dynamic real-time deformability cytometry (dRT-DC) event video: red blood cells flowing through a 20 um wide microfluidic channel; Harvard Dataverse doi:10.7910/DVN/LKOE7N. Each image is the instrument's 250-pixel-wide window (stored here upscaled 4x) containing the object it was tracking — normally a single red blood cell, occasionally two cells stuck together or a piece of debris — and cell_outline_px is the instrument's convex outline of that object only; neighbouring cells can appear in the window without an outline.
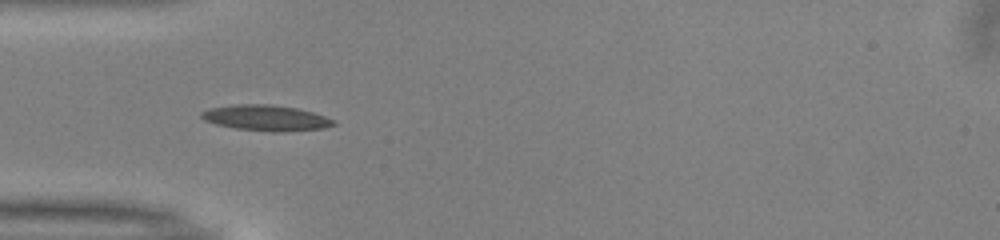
{"species": "common noctule bat (a hibernating species)", "species_latin": "Nyctalus noctula", "temperature_condition": "warm", "stored_images_in_passage": 50, "camera_frame_rate_fps": 3000, "um_per_image_px": 0.085, "animal": {"sex": "male", "body_mass_g": 13.0, "forearm_length_mm": 53.1}, "frame": {"image": 1, "passage_image": 15, "time_ms": 4.667, "image_size_px": [1000, 240], "cell_outline_px": [[336, 124], [324, 128], [284, 132], [272, 132], [236, 128], [216, 124], [204, 120], [200, 116], [200, 112], [208, 108], [232, 104], [268, 104], [296, 108], [312, 112], [336, 120]], "centroid_in_image_um": [22.59, 10.02], "position_along_channel_um": 62.4, "area_um2": 19.88}}
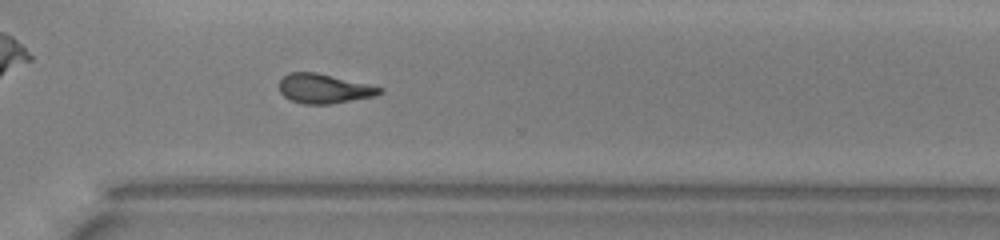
{"frame": {"image": 2, "passage_image": 36, "time_ms": 11.667, "image_size_px": [1000, 240], "cell_outline_px": [[384, 92], [376, 96], [328, 104], [304, 104], [292, 100], [284, 96], [280, 92], [280, 80], [288, 72], [316, 72], [368, 84], [384, 88]], "centroid_in_image_um": [27.56, 7.53], "position_along_channel_um": 343.0, "area_um2": 17.17}, "authors_computed_cell_mechanics": {"area_um2": 17.4845, "velocity_mm_per_s": 4.0276, "shape_relaxation_time_tau1_ms": 8.3745, "shape_relaxation_time_tau2_ms": 4.463, "deformation_change_tau1": 0.2237, "deformation_change_tau2": 0.1542}}